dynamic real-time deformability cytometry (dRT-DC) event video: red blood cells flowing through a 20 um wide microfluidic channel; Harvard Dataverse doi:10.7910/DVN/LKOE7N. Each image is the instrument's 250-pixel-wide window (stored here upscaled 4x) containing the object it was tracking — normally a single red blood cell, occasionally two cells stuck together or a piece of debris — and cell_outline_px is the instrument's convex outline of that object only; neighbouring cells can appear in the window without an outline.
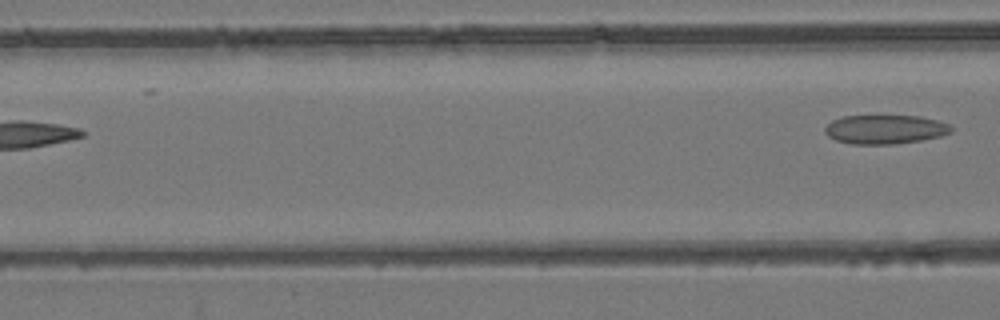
{"species": "common noctule bat (a hibernating species)", "species_latin": "Nyctalus noctula", "temperature_condition": "room temperature", "stored_images_in_passage": 4, "camera_frame_rate_fps": 3000, "um_per_image_px": 0.085, "animal": {"sex": "female", "body_mass_g": 24.6, "forearm_length_mm": 56.2}, "frame": {"image": 1, "passage_image": 4, "time_ms": 3.333, "image_size_px": [1000, 320], "cell_outline_px": [[952, 132], [940, 136], [924, 140], [892, 144], [852, 144], [836, 140], [828, 136], [824, 132], [824, 128], [832, 120], [844, 116], [920, 116], [936, 120], [948, 124], [952, 128]], "centroid_in_image_um": [75.22, 11.0], "position_along_channel_um": 91.4, "area_um2": 21.33}}